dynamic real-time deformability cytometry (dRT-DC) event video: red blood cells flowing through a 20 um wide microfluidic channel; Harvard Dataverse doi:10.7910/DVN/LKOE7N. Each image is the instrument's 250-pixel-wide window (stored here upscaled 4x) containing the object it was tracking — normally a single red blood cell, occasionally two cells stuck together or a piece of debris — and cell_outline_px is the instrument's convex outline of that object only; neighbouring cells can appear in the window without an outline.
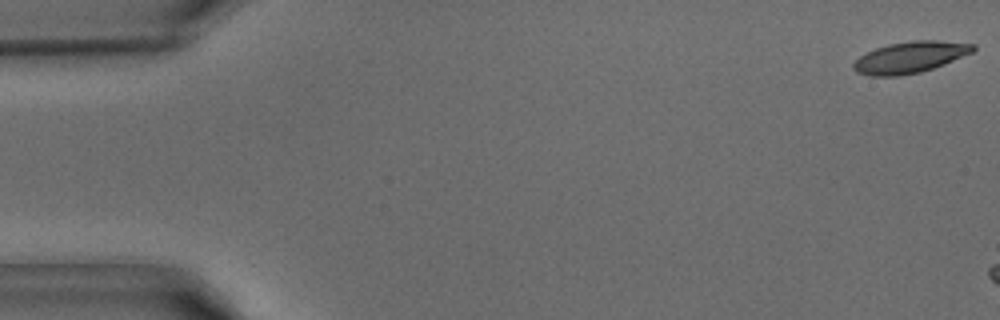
{"species": "common noctule bat (a hibernating species)", "species_latin": "Nyctalus noctula", "temperature_condition": "warm", "stored_images_in_passage": 5, "camera_frame_rate_fps": 3000, "um_per_image_px": 0.085, "animal": {"sex": "male", "body_mass_g": 15.6}, "frame": {"image": 1, "passage_image": 1, "time_ms": 0.0, "image_size_px": [1000, 320], "cell_outline_px": [[976, 48], [972, 52], [944, 64], [920, 72], [896, 76], [868, 76], [856, 72], [852, 68], [852, 64], [860, 56], [876, 48], [888, 44], [908, 40], [936, 40], [976, 44]], "centroid_in_image_um": [77.33, 4.86], "position_along_channel_um": 7.7, "area_um2": 21.85}}